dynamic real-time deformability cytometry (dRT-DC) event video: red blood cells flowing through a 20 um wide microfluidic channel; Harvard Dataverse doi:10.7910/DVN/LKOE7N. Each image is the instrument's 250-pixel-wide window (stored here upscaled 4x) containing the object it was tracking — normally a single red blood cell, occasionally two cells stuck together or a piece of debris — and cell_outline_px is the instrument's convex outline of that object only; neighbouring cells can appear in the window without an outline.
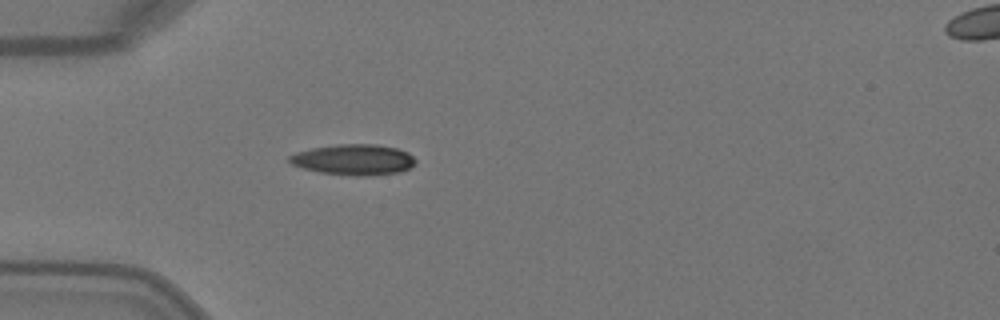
{"species": "Egyptian fruit bat (a non-hibernating species)", "species_latin": "Rousettus aegyptiacus", "temperature_condition": "warm", "stored_images_in_passage": 4, "segment_of_instrument_passage": [1, 2], "camera_frame_rate_fps": 3000, "um_per_image_px": 0.085, "animal": {"sex": "female"}, "frame": {"image": 1, "passage_image": 3, "time_ms": 0.667, "image_size_px": [1000, 320], "cell_outline_px": [[416, 164], [400, 172], [364, 176], [356, 176], [320, 172], [304, 168], [292, 164], [288, 160], [288, 156], [296, 152], [312, 148], [336, 144], [376, 144], [396, 148], [408, 152], [416, 160]], "centroid_in_image_um": [30.07, 13.56], "position_along_channel_um": 54.9, "area_um2": 22.54}}